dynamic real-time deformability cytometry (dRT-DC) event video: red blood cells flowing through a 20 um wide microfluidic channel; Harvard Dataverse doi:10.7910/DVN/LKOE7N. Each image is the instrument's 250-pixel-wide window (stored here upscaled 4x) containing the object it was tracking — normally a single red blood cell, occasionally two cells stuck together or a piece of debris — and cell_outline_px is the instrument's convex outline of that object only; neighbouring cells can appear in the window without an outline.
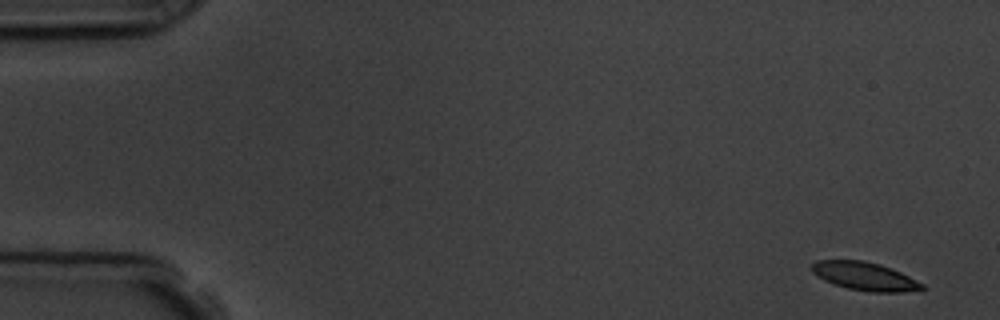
{"species": "common noctule bat (a hibernating species)", "species_latin": "Nyctalus noctula", "temperature_condition": "room temperature", "stored_images_in_passage": 5, "camera_frame_rate_fps": 3000, "um_per_image_px": 0.085, "animal": {"sex": "male", "body_mass_g": 19.5, "forearm_length_mm": 54.6}, "frame": {"image": 1, "passage_image": 1, "time_ms": 0.0, "image_size_px": [1000, 320], "cell_outline_px": [[924, 288], [920, 292], [868, 292], [848, 288], [824, 280], [816, 276], [812, 272], [812, 264], [816, 260], [864, 260], [880, 264], [900, 272], [924, 284]], "centroid_in_image_um": [73.54, 23.49], "position_along_channel_um": 11.5, "area_um2": 18.26}}
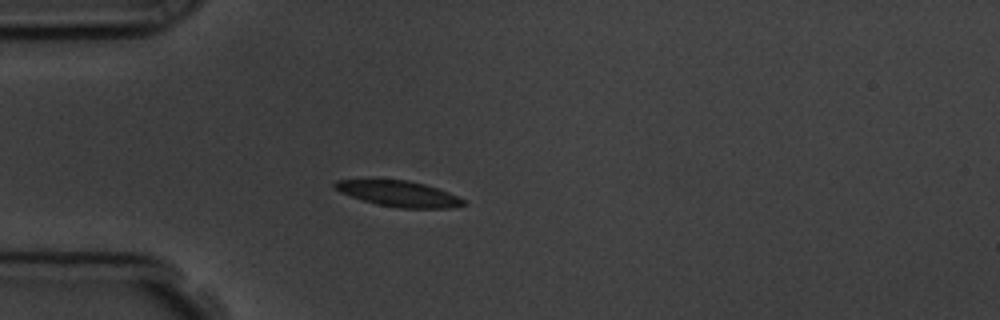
{"frame": {"image": 2, "passage_image": 5, "time_ms": 4.333, "image_size_px": [1000, 320], "cell_outline_px": [[468, 204], [448, 208], [396, 208], [376, 204], [340, 192], [332, 184], [336, 180], [408, 180], [424, 184], [448, 192], [464, 200]], "centroid_in_image_um": [33.91, 16.47], "position_along_channel_um": 51.1, "area_um2": 19.02}}